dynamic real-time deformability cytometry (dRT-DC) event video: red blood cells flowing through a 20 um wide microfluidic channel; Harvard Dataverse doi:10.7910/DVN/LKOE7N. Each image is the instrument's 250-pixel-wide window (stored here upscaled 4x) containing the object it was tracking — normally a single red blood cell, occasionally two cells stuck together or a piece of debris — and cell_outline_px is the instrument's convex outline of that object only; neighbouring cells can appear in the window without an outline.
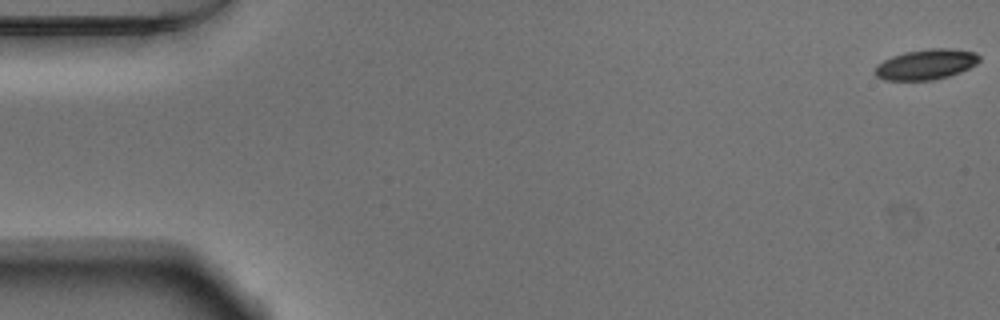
{"species": "Egyptian fruit bat (a non-hibernating species)", "species_latin": "Rousettus aegyptiacus", "temperature_condition": "warm", "stored_images_in_passage": 16, "camera_frame_rate_fps": 3000, "um_per_image_px": 0.085, "animal": {"sex": "male"}, "frame": {"image": 1, "passage_image": 1, "time_ms": 0.0, "image_size_px": [1000, 320], "cell_outline_px": [[980, 60], [976, 64], [960, 72], [948, 76], [932, 80], [884, 80], [876, 76], [872, 72], [876, 64], [892, 56], [904, 52], [928, 48], [952, 48], [976, 52], [980, 56]], "centroid_in_image_um": [78.69, 5.46], "position_along_channel_um": 6.3, "area_um2": 18.67}}
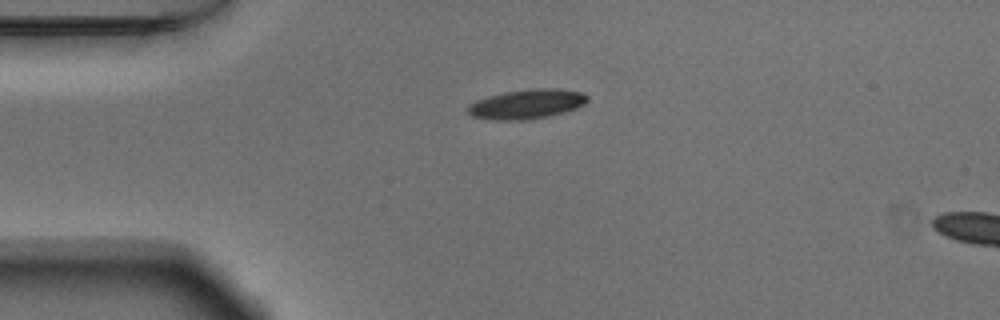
{"frame": {"image": 2, "passage_image": 13, "time_ms": 4.0, "image_size_px": [1000, 320], "cell_outline_px": [[588, 100], [584, 104], [576, 108], [564, 112], [548, 116], [524, 120], [492, 120], [472, 116], [468, 112], [468, 104], [476, 100], [488, 96], [504, 92], [536, 88], [556, 88], [584, 92], [588, 96]], "centroid_in_image_um": [44.78, 8.84], "position_along_channel_um": 40.2, "area_um2": 20.63}}